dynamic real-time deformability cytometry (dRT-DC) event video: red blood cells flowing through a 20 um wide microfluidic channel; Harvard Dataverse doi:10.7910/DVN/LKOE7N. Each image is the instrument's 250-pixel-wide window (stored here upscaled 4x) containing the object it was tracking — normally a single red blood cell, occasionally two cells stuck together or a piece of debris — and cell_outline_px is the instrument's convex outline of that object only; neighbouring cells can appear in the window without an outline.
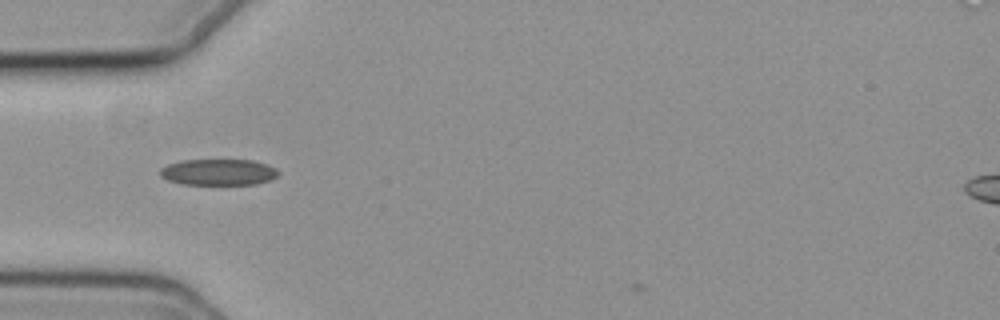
{"species": "common noctule bat (a hibernating species)", "species_latin": "Nyctalus noctula", "temperature_condition": "cold", "stored_images_in_passage": 36, "camera_frame_rate_fps": 3000, "um_per_image_px": 0.085, "animal": {"sex": "female", "body_mass_g": 19.3, "forearm_length_mm": 54.1}, "frame": {"image": 1, "passage_image": 1, "time_ms": 0.0, "image_size_px": [1000, 320], "cell_outline_px": [[280, 172], [276, 176], [268, 180], [256, 184], [180, 184], [168, 180], [160, 176], [160, 168], [168, 164], [180, 160], [252, 160], [268, 164], [276, 168]], "centroid_in_image_um": [18.55, 14.62], "position_along_channel_um": 66.4, "area_um2": 18.09}}
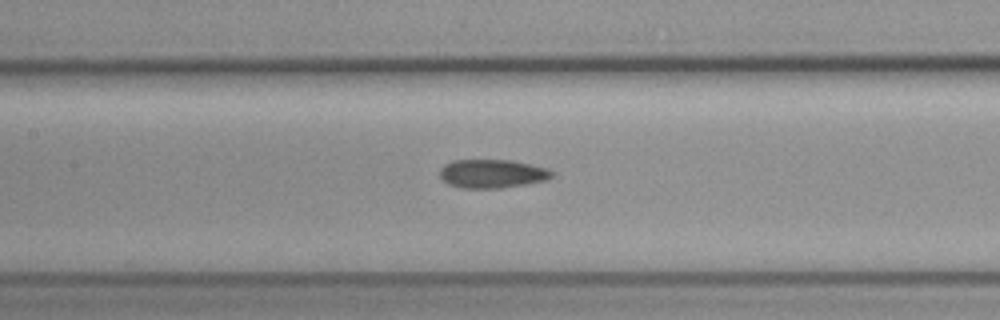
{"frame": {"image": 2, "passage_image": 9, "time_ms": 2.667, "image_size_px": [1000, 320], "cell_outline_px": [[556, 172], [548, 180], [500, 188], [460, 188], [448, 184], [440, 176], [440, 168], [444, 164], [452, 160], [512, 160], [548, 168]], "centroid_in_image_um": [41.85, 14.76], "position_along_channel_um": 165.6, "area_um2": 18.84}}
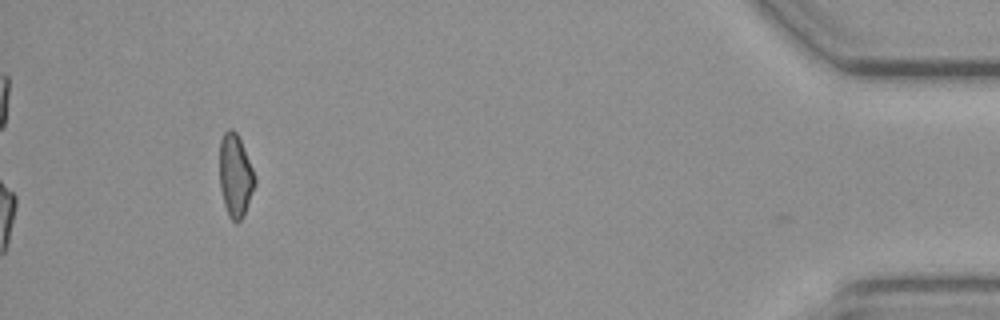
{"frame": {"image": 3, "passage_image": 35, "time_ms": 11.333, "image_size_px": [1000, 320], "cell_outline_px": [[256, 184], [244, 216], [236, 224], [228, 216], [224, 204], [220, 188], [220, 140], [224, 132], [228, 128], [232, 128], [236, 132], [240, 140], [252, 168], [256, 180]], "centroid_in_image_um": [20.0, 14.95], "position_along_channel_um": 415.2, "area_um2": 17.05}, "authors_computed_cell_mechanics": {"area_um2": 18.0914, "velocity_mm_per_s": 3.724, "shape_relaxation_time_tau1_ms": 8.903, "shape_relaxation_time_tau2_ms": 4.689, "deformation_change_tau1": 0.1636, "deformation_change_tau2": 0.1466}}